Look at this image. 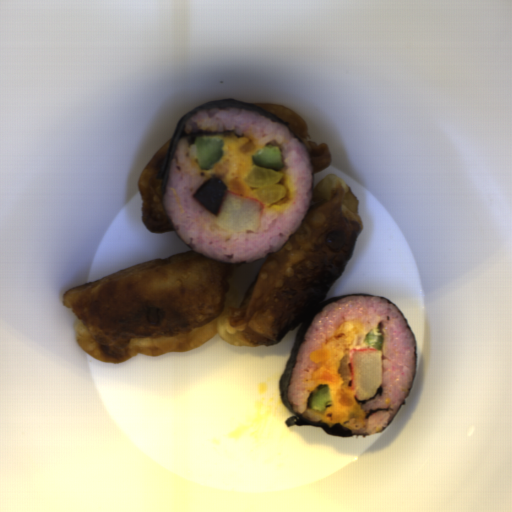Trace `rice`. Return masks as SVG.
<instances>
[{"label": "rice", "instance_id": "652b925c", "mask_svg": "<svg viewBox=\"0 0 512 512\" xmlns=\"http://www.w3.org/2000/svg\"><path fill=\"white\" fill-rule=\"evenodd\" d=\"M185 131L233 132L248 139L260 152L277 146L282 155L278 182L286 189L273 202H262L258 229L225 230L207 208L194 197L198 188L215 177L214 165L201 168L196 143L182 138L175 147L163 195V206L175 231L193 249L228 264L245 263L274 253L297 230L313 197V170L303 144L287 126L246 110L210 108L198 111L185 125Z\"/></svg>", "mask_w": 512, "mask_h": 512}, {"label": "rice", "instance_id": "023b6e5f", "mask_svg": "<svg viewBox=\"0 0 512 512\" xmlns=\"http://www.w3.org/2000/svg\"><path fill=\"white\" fill-rule=\"evenodd\" d=\"M344 321L363 325L352 350L367 348V333L379 326L382 331L381 385L367 400L355 401L364 414V424L354 435H372L381 431L396 415L409 393L415 373V340L399 310L388 301L373 296H348L336 299L315 316L305 332L287 386V400L297 414L316 423L325 421L326 409L319 412L308 407V399L317 385L312 375L319 364L311 353L327 344Z\"/></svg>", "mask_w": 512, "mask_h": 512}, {"label": "rice", "instance_id": "8eca5e8b", "mask_svg": "<svg viewBox=\"0 0 512 512\" xmlns=\"http://www.w3.org/2000/svg\"><path fill=\"white\" fill-rule=\"evenodd\" d=\"M202 137H207V138H211V139H219V140H222L223 143L226 138H229V137H226L225 135H208V136H202Z\"/></svg>", "mask_w": 512, "mask_h": 512}]
</instances>
